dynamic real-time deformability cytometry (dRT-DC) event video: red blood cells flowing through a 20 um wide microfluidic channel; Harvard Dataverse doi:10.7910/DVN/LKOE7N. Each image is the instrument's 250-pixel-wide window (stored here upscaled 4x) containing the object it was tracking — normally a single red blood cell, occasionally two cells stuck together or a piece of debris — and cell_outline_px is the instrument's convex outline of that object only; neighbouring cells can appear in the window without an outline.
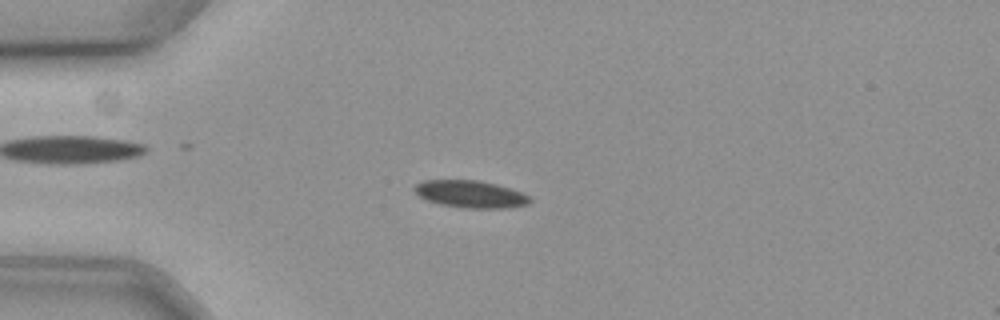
{"species": "common noctule bat (a hibernating species)", "species_latin": "Nyctalus noctula", "temperature_condition": "cold", "stored_images_in_passage": 7, "camera_frame_rate_fps": 3000, "um_per_image_px": 0.085, "animal": {"sex": "female", "body_mass_g": 19.3, "forearm_length_mm": 54.1}, "frame": {"image": 1, "passage_image": 4, "time_ms": 1.0, "image_size_px": [1000, 320], "cell_outline_px": [[532, 200], [528, 204], [504, 208], [468, 208], [440, 204], [428, 200], [420, 196], [412, 188], [416, 184], [424, 180], [476, 180], [496, 184], [520, 192], [528, 196]], "centroid_in_image_um": [39.97, 16.49], "position_along_channel_um": 45.0, "area_um2": 18.03}}